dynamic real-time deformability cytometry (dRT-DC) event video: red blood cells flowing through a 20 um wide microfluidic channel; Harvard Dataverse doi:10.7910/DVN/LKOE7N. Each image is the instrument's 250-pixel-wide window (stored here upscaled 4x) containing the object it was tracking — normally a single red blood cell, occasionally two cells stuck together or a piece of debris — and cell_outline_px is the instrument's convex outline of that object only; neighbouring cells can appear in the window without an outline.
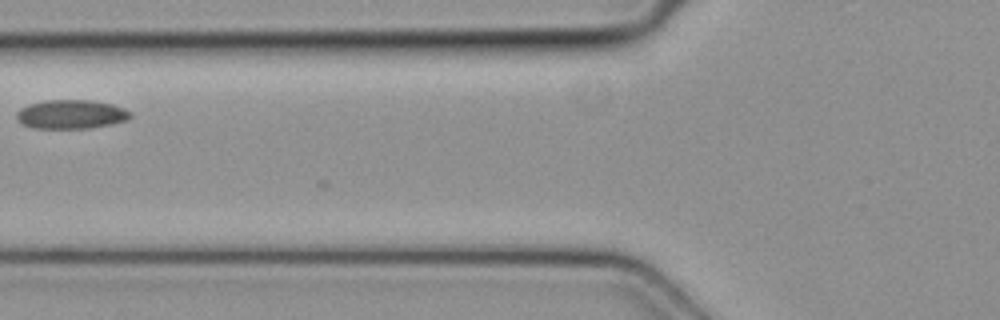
{"species": "common noctule bat (a hibernating species)", "species_latin": "Nyctalus noctula", "temperature_condition": "cold", "stored_images_in_passage": 3, "camera_frame_rate_fps": 3000, "um_per_image_px": 0.085, "animal": {"sex": "female", "body_mass_g": 19.3, "forearm_length_mm": 54.1}, "frame": {"image": 1, "passage_image": 3, "time_ms": 0.667, "image_size_px": [1000, 320], "cell_outline_px": [[132, 116], [128, 120], [112, 124], [88, 128], [32, 128], [20, 124], [16, 120], [16, 112], [20, 108], [28, 104], [44, 100], [92, 100], [112, 104], [124, 108], [132, 112]], "centroid_in_image_um": [6.02, 9.71], "position_along_channel_um": 119.8, "area_um2": 19.54}}